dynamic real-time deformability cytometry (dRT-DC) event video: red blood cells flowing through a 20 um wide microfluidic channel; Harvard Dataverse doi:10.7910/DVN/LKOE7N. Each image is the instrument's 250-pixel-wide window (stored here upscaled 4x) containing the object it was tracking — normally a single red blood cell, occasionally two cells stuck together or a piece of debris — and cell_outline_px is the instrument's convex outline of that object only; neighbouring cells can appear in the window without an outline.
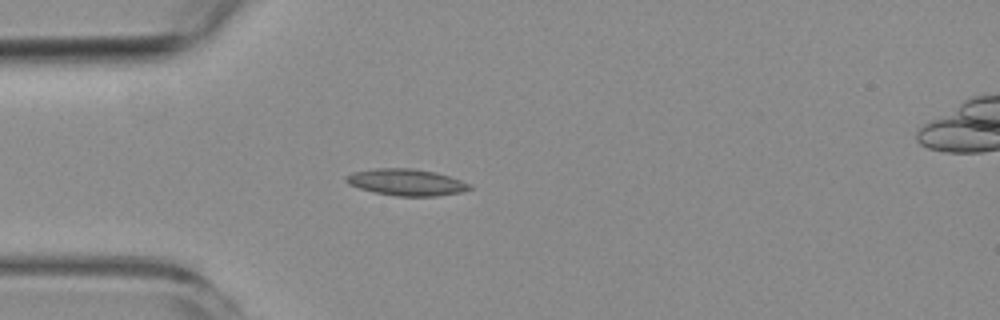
{"species": "common noctule bat (a hibernating species)", "species_latin": "Nyctalus noctula", "temperature_condition": "room temperature", "stored_images_in_passage": 4, "camera_frame_rate_fps": 3000, "um_per_image_px": 0.085, "animal": {"sex": "female", "body_mass_g": 19.3, "forearm_length_mm": 54.1}, "frame": {"image": 1, "passage_image": 3, "time_ms": 2.333, "image_size_px": [1000, 320], "cell_outline_px": [[472, 188], [460, 192], [436, 196], [396, 196], [372, 192], [348, 184], [344, 180], [344, 176], [352, 172], [376, 168], [412, 168], [436, 172], [460, 180], [468, 184]], "centroid_in_image_um": [34.47, 15.49], "position_along_channel_um": 50.5, "area_um2": 19.13}}